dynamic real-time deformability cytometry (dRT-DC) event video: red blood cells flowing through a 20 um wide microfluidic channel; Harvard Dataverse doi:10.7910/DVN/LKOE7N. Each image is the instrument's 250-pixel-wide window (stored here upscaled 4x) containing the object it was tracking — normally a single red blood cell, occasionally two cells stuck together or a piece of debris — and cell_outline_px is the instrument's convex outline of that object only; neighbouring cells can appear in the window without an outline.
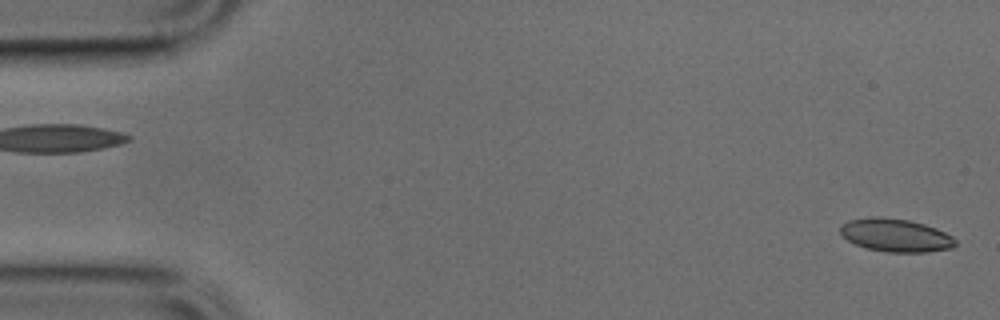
{"species": "common noctule bat (a hibernating species)", "species_latin": "Nyctalus noctula", "temperature_condition": "cold", "stored_images_in_passage": 10, "camera_frame_rate_fps": 3000, "um_per_image_px": 0.085, "animal": {"sex": "male", "body_mass_g": 17.9, "forearm_length_mm": 54.2}, "frame": {"image": 1, "passage_image": 1, "time_ms": 0.0, "image_size_px": [1000, 320], "cell_outline_px": [[956, 244], [952, 248], [928, 252], [888, 252], [868, 248], [856, 244], [840, 236], [840, 224], [848, 220], [868, 216], [880, 216], [908, 220], [924, 224], [936, 228], [952, 236], [956, 240]], "centroid_in_image_um": [76.1, 19.98], "position_along_channel_um": 8.9, "area_um2": 22.37}}